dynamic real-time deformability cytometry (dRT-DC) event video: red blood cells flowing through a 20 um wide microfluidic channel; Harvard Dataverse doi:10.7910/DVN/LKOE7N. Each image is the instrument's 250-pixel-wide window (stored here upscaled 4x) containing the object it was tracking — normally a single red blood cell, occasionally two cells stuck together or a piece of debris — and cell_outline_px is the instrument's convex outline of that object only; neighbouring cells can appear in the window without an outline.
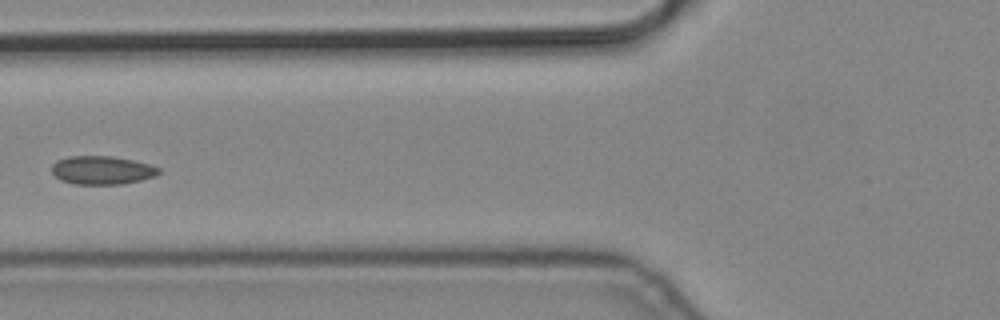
{"species": "common noctule bat (a hibernating species)", "species_latin": "Nyctalus noctula", "temperature_condition": "cold", "stored_images_in_passage": 7, "camera_frame_rate_fps": 3000, "um_per_image_px": 0.085, "animal": {"sex": "male", "body_mass_g": 19.2, "forearm_length_mm": 51.8}, "frame": {"image": 1, "passage_image": 4, "time_ms": 1.0, "image_size_px": [1000, 320], "cell_outline_px": [[160, 172], [156, 176], [124, 184], [72, 184], [60, 180], [52, 172], [52, 164], [56, 160], [68, 156], [112, 156], [132, 160], [148, 164], [160, 168]], "centroid_in_image_um": [8.65, 14.47], "position_along_channel_um": 117.2, "area_um2": 17.8}}
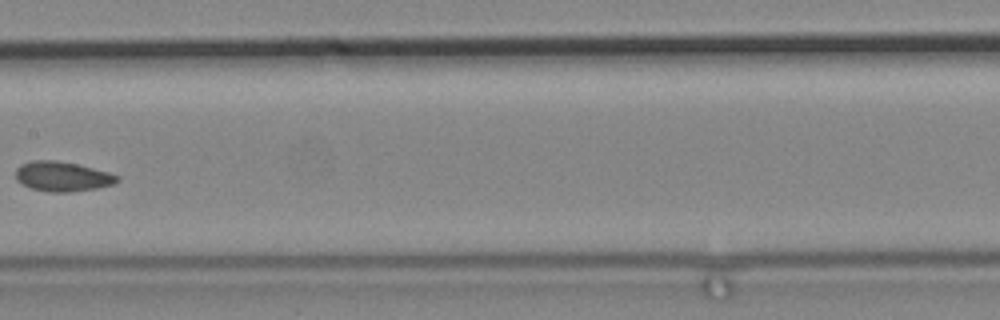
{"frame": {"image": 2, "passage_image": 6, "time_ms": 1.667, "image_size_px": [1000, 320], "cell_outline_px": [[120, 180], [112, 184], [96, 188], [68, 192], [48, 192], [32, 188], [16, 180], [16, 168], [20, 164], [32, 160], [56, 160], [76, 164], [108, 172], [120, 176]], "centroid_in_image_um": [5.29, 14.99], "position_along_channel_um": 202.1, "area_um2": 17.51}}
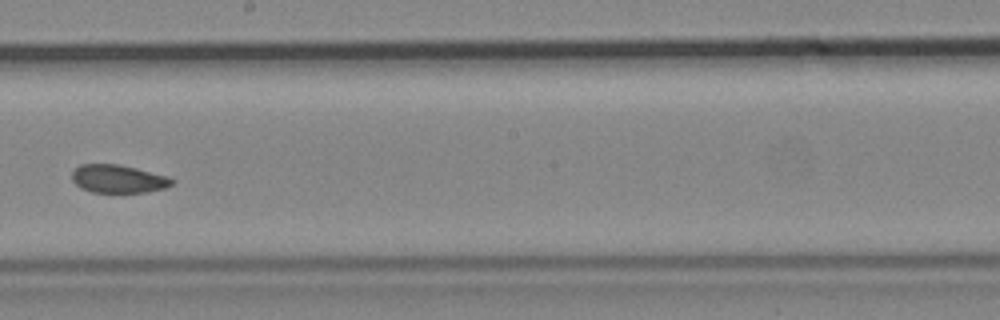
{"frame": {"image": 3, "passage_image": 7, "time_ms": 2.0, "image_size_px": [1000, 320], "cell_outline_px": [[176, 180], [172, 184], [164, 188], [148, 192], [92, 192], [80, 188], [72, 180], [72, 172], [80, 164], [120, 164], [168, 176]], "centroid_in_image_um": [10.05, 15.2], "position_along_channel_um": 238.1, "area_um2": 16.42}}